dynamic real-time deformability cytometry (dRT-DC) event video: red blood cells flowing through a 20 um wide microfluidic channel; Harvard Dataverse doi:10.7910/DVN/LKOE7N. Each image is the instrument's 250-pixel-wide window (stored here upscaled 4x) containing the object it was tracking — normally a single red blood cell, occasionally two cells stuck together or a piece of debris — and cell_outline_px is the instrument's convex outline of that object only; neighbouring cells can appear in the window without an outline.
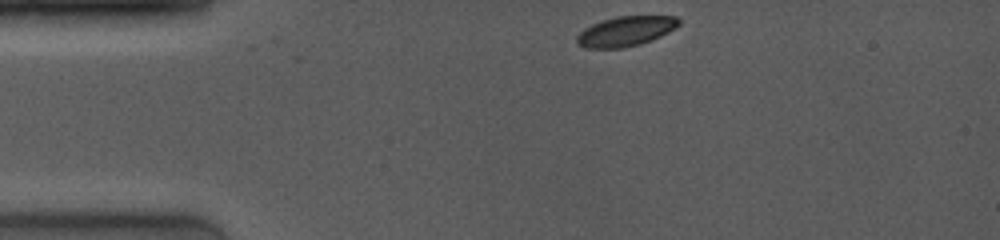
{"species": "common noctule bat (a hibernating species)", "species_latin": "Nyctalus noctula", "temperature_condition": "room temperature", "stored_images_in_passage": 6, "camera_frame_rate_fps": 4000, "um_per_image_px": 0.085, "animal": {"sex": "female", "body_mass_g": 19.0, "forearm_length_mm": 53.3}, "frame": {"image": 1, "passage_image": 1, "time_ms": 0.0, "image_size_px": [1000, 240], "cell_outline_px": [[680, 24], [668, 32], [652, 40], [640, 44], [624, 48], [584, 48], [576, 44], [576, 36], [584, 28], [592, 24], [616, 16], [676, 16], [680, 20]], "centroid_in_image_um": [53.15, 2.66], "position_along_channel_um": 31.8, "area_um2": 17.8}}